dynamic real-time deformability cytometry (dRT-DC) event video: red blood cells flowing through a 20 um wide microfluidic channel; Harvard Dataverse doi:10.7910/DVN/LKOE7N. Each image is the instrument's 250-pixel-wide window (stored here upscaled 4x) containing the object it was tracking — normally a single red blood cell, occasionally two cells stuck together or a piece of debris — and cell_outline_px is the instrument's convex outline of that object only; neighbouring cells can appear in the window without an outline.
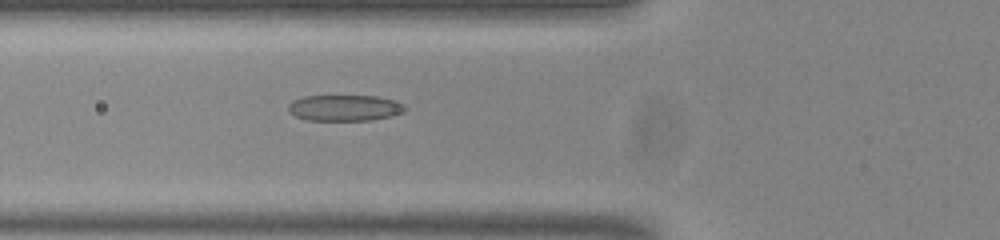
{"species": "common noctule bat (a hibernating species)", "species_latin": "Nyctalus noctula", "temperature_condition": "room temperature", "stored_images_in_passage": 40, "camera_frame_rate_fps": 3000, "um_per_image_px": 0.085, "animal": {"sex": "male", "body_mass_g": 20.0, "forearm_length_mm": 53.3}, "frame": {"image": 1, "passage_image": 6, "time_ms": 1.667, "image_size_px": [1000, 240], "cell_outline_px": [[404, 112], [392, 116], [372, 120], [308, 120], [296, 116], [288, 108], [288, 104], [292, 100], [304, 96], [376, 96], [396, 100], [404, 104]], "centroid_in_image_um": [29.32, 9.16], "position_along_channel_um": 96.5, "area_um2": 17.69}}
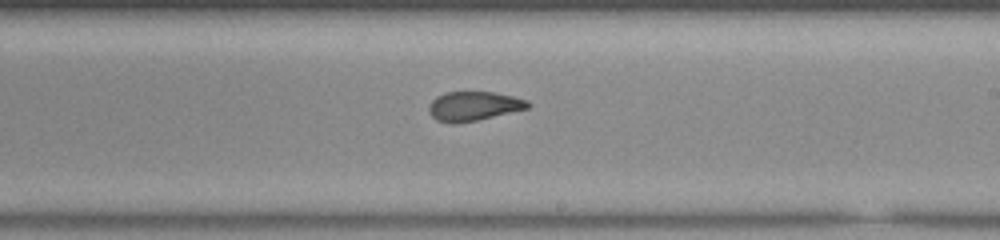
{"frame": {"image": 2, "passage_image": 18, "time_ms": 5.667, "image_size_px": [1000, 240], "cell_outline_px": [[532, 104], [528, 108], [476, 120], [456, 124], [452, 124], [436, 120], [428, 112], [428, 108], [432, 100], [436, 96], [444, 92], [492, 92], [512, 96], [528, 100]], "centroid_in_image_um": [40.23, 9.02], "position_along_channel_um": 248.8, "area_um2": 16.88}}
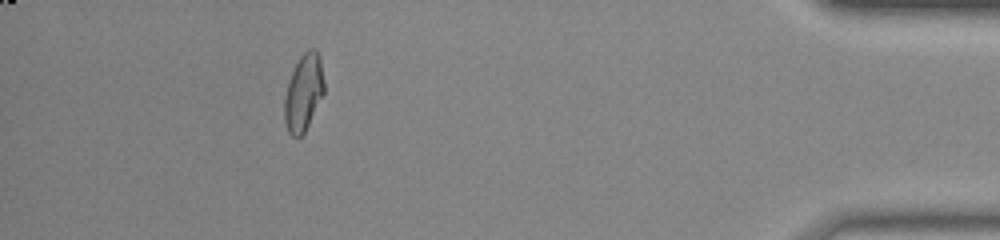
{"frame": {"image": 3, "passage_image": 35, "time_ms": 11.333, "image_size_px": [1000, 240], "cell_outline_px": [[324, 92], [304, 132], [300, 136], [292, 136], [288, 132], [284, 120], [284, 100], [288, 80], [300, 56], [308, 48], [316, 48], [320, 56], [324, 84]], "centroid_in_image_um": [25.79, 7.83], "position_along_channel_um": 409.4, "area_um2": 17.63}, "authors_computed_cell_mechanics": {"area_um2": 17.8313, "velocity_mm_per_s": 3.7975, "shape_relaxation_time_tau1_ms": null, "shape_relaxation_time_tau2_ms": 1.363, "deformation_change_tau1": null, "deformation_change_tau2": 0.0777}}